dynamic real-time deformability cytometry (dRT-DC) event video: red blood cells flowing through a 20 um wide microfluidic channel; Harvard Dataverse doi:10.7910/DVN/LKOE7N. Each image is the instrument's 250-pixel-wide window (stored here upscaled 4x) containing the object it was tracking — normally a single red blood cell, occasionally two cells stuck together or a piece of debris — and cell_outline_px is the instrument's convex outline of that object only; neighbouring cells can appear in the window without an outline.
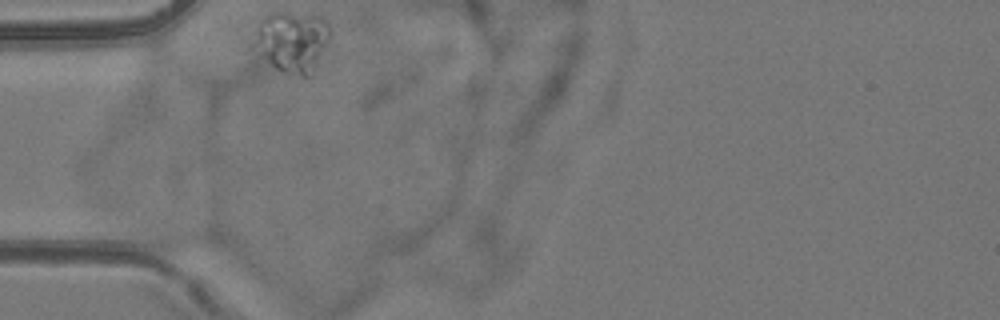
{"species": "common noctule bat (a hibernating species)", "species_latin": "Nyctalus noctula", "temperature_condition": "room temperature", "stored_images_in_passage": 31, "camera_frame_rate_fps": 3000, "um_per_image_px": 0.085, "animal": {"sex": "female", "body_mass_g": 24.6, "forearm_length_mm": 56.2}, "frame": {"image": 1, "passage_image": 1, "time_ms": 0.0, "image_size_px": [1000, 320], "cell_outline_px": [[328, 40], [312, 76], [300, 76], [280, 72], [240, 52], [256, 24], [264, 16], [276, 12], [288, 12], [312, 16], [328, 24]], "centroid_in_image_um": [24.49, 3.63], "position_along_channel_um": 60.5, "area_um2": 29.36}}
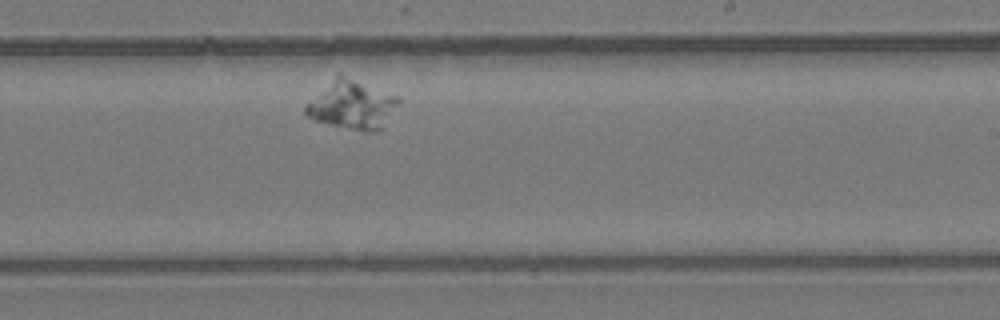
{"frame": {"image": 2, "passage_image": 19, "time_ms": 6.0, "image_size_px": [1000, 320], "cell_outline_px": [[400, 100], [380, 128], [376, 132], [364, 132], [316, 120], [308, 116], [304, 112], [304, 104], [336, 72], [340, 72], [400, 96]], "centroid_in_image_um": [29.87, 8.83], "position_along_channel_um": 259.1, "area_um2": 26.65}}
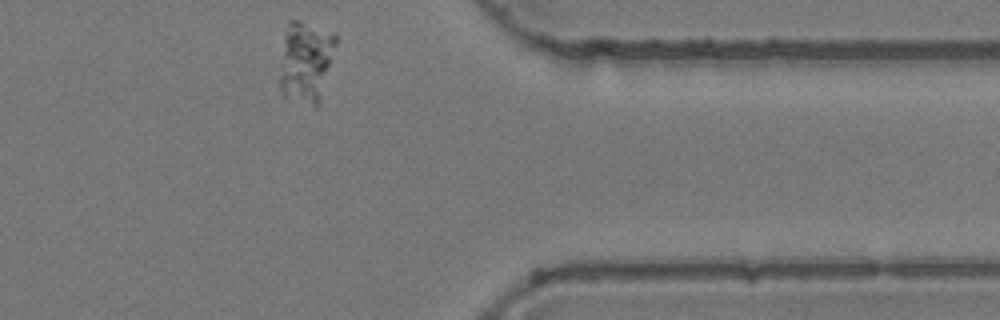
{"frame": {"image": 3, "passage_image": 31, "time_ms": 10.0, "image_size_px": [1000, 320], "cell_outline_px": [[336, 44], [320, 104], [316, 108], [284, 96], [280, 92], [276, 84], [276, 80], [284, 36], [288, 20], [296, 20], [332, 32], [336, 36]], "centroid_in_image_um": [25.93, 5.3], "position_along_channel_um": 385.5, "area_um2": 27.4}}